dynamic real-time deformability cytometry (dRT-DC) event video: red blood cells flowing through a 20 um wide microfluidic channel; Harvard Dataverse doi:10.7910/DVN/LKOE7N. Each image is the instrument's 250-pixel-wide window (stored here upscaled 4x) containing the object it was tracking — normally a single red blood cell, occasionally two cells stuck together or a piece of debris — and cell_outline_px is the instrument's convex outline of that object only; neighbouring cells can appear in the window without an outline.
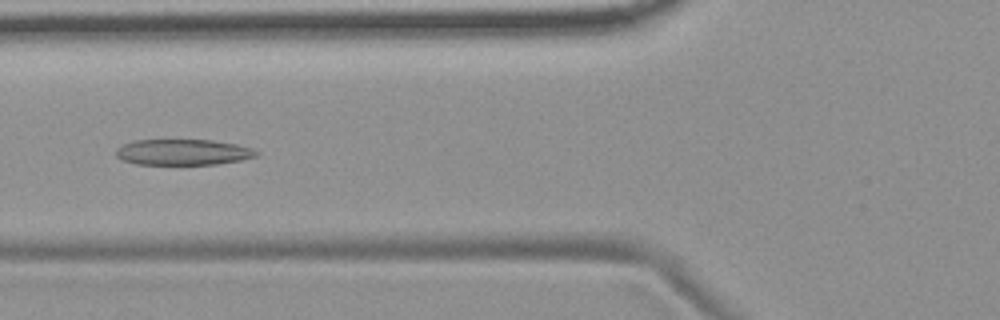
{"species": "common noctule bat (a hibernating species)", "species_latin": "Nyctalus noctula", "temperature_condition": "room temperature", "stored_images_in_passage": 10, "camera_frame_rate_fps": 3000, "um_per_image_px": 0.085, "animal": {"sex": "female", "body_mass_g": 19.9}, "frame": {"image": 1, "passage_image": 6, "time_ms": 6.667, "image_size_px": [1000, 320], "cell_outline_px": [[260, 152], [256, 156], [240, 160], [216, 164], [136, 164], [120, 160], [116, 156], [116, 148], [120, 144], [132, 140], [212, 140], [236, 144], [252, 148]], "centroid_in_image_um": [15.5, 12.93], "position_along_channel_um": 110.3, "area_um2": 21.27}}
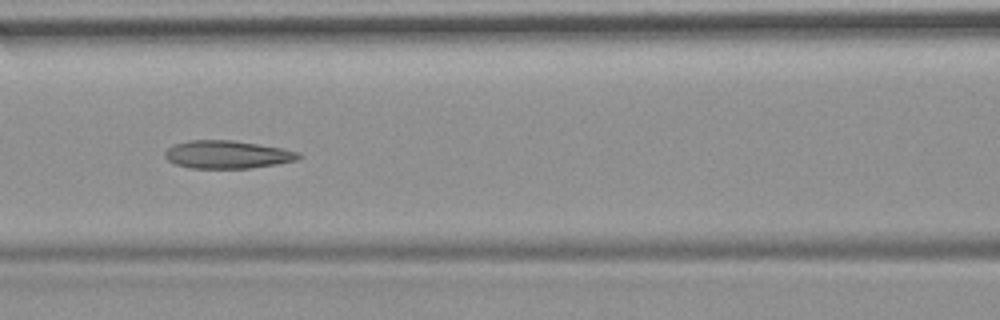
{"frame": {"image": 2, "passage_image": 7, "time_ms": 7.667, "image_size_px": [1000, 320], "cell_outline_px": [[304, 156], [296, 160], [276, 164], [248, 168], [188, 168], [176, 164], [168, 160], [164, 156], [164, 152], [172, 144], [188, 140], [232, 140], [284, 148], [300, 152]], "centroid_in_image_um": [19.32, 13.13], "position_along_channel_um": 147.3, "area_um2": 21.91}}